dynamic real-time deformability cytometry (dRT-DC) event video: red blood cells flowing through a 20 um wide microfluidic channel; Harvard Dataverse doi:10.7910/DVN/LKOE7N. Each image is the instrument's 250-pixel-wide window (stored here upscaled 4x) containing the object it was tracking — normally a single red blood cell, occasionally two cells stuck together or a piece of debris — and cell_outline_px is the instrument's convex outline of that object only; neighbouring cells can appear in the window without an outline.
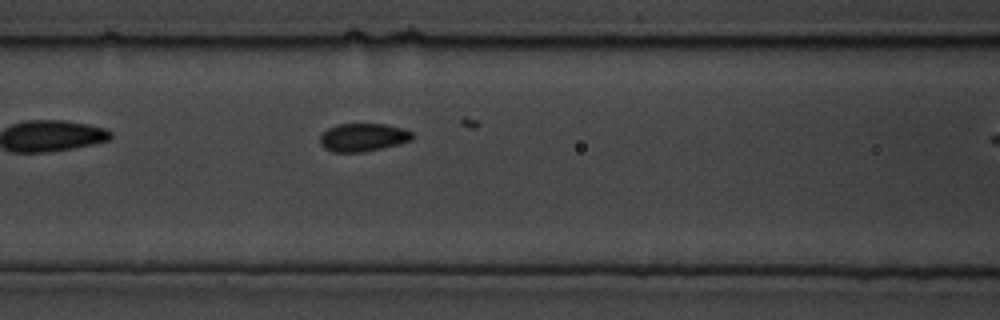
{"species": "common noctule bat (a hibernating species)", "species_latin": "Nyctalus noctula", "temperature_condition": "cold", "stored_images_in_passage": 34, "camera_frame_rate_fps": 3000, "um_per_image_px": 0.085, "animal": {"sex": "male", "body_mass_g": 19.5, "forearm_length_mm": 54.6}, "frame": {"image": 1, "passage_image": 3, "time_ms": 0.667, "image_size_px": [1000, 320], "cell_outline_px": [[412, 140], [364, 152], [332, 152], [324, 148], [320, 144], [320, 136], [328, 128], [336, 124], [384, 124], [404, 128], [412, 132]], "centroid_in_image_um": [30.83, 11.67], "position_along_channel_um": 135.8, "area_um2": 15.03}}
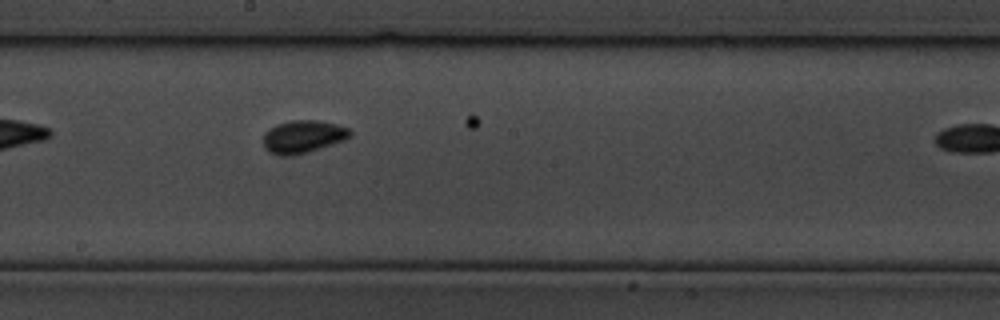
{"frame": {"image": 2, "passage_image": 15, "time_ms": 4.667, "image_size_px": [1000, 320], "cell_outline_px": [[352, 136], [344, 140], [308, 152], [292, 156], [276, 156], [268, 152], [264, 148], [264, 132], [276, 124], [292, 120], [316, 120], [336, 124], [348, 128], [352, 132]], "centroid_in_image_um": [25.73, 11.63], "position_along_channel_um": 222.5, "area_um2": 16.7}}
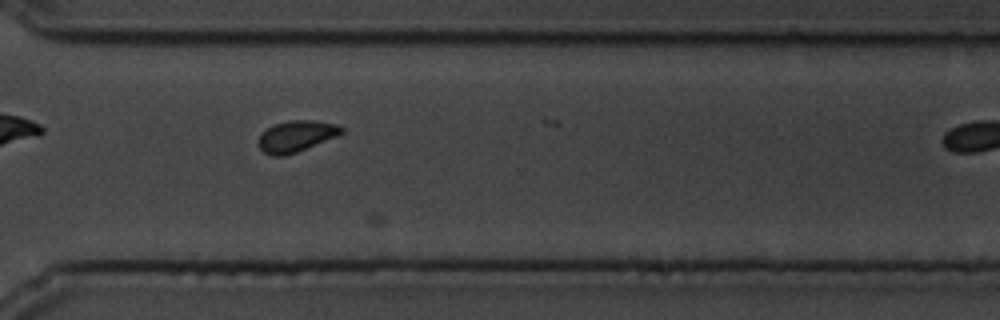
{"frame": {"image": 3, "passage_image": 32, "time_ms": 10.333, "image_size_px": [1000, 320], "cell_outline_px": [[344, 132], [340, 136], [296, 152], [284, 156], [272, 156], [264, 152], [256, 144], [256, 140], [260, 132], [276, 124], [288, 120], [312, 120], [336, 124], [344, 128]], "centroid_in_image_um": [25.17, 11.58], "position_along_channel_um": 345.4, "area_um2": 15.43}}